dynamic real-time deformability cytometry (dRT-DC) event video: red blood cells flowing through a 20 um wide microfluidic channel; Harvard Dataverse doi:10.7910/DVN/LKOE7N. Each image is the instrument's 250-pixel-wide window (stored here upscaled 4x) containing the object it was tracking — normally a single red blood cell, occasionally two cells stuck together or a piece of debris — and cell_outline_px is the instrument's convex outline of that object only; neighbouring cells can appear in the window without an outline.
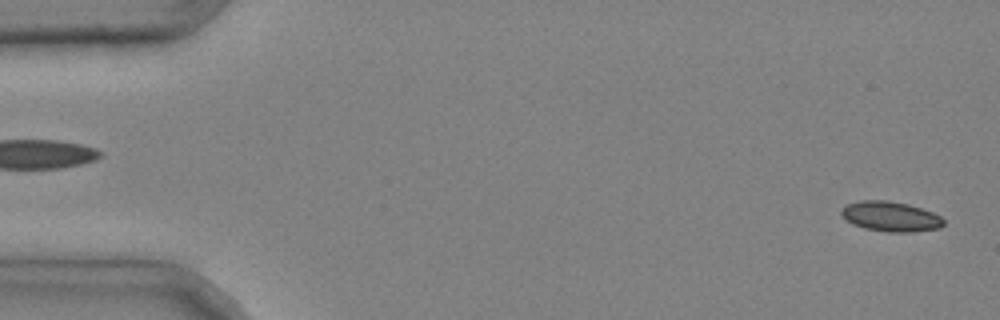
{"species": "common noctule bat (a hibernating species)", "species_latin": "Nyctalus noctula", "temperature_condition": "cold", "stored_images_in_passage": 3, "segment_of_instrument_passage": [2, 2], "camera_frame_rate_fps": 3000, "um_per_image_px": 0.085, "animal": {"sex": "male", "body_mass_g": 20.4}, "frame": {"image": 1, "passage_image": 3, "time_ms": 0.667, "image_size_px": [1000, 320], "cell_outline_px": [[944, 224], [940, 228], [912, 232], [888, 232], [864, 228], [852, 224], [840, 212], [848, 204], [860, 200], [888, 200], [908, 204], [932, 212], [940, 216], [944, 220]], "centroid_in_image_um": [75.73, 18.4], "position_along_channel_um": 9.3, "area_um2": 17.74}}